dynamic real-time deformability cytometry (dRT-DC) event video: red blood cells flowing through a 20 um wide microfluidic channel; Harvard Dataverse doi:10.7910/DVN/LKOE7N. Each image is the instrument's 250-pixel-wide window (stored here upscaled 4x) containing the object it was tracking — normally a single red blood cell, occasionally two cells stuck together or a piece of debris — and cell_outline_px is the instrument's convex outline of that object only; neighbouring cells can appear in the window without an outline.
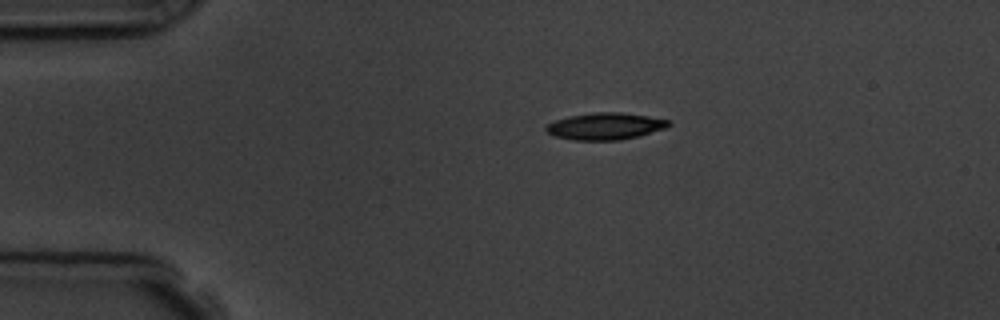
{"species": "common noctule bat (a hibernating species)", "species_latin": "Nyctalus noctula", "temperature_condition": "room temperature", "stored_images_in_passage": 4, "camera_frame_rate_fps": 3000, "um_per_image_px": 0.085, "animal": {"sex": "male", "body_mass_g": 19.5, "forearm_length_mm": 54.6}, "frame": {"image": 1, "passage_image": 1, "time_ms": 0.0, "image_size_px": [1000, 320], "cell_outline_px": [[672, 124], [664, 128], [636, 136], [620, 140], [576, 140], [556, 136], [548, 132], [544, 128], [548, 124], [556, 120], [568, 116], [592, 112], [620, 112], [648, 116], [672, 120]], "centroid_in_image_um": [51.46, 10.71], "position_along_channel_um": 33.5, "area_um2": 19.02}}
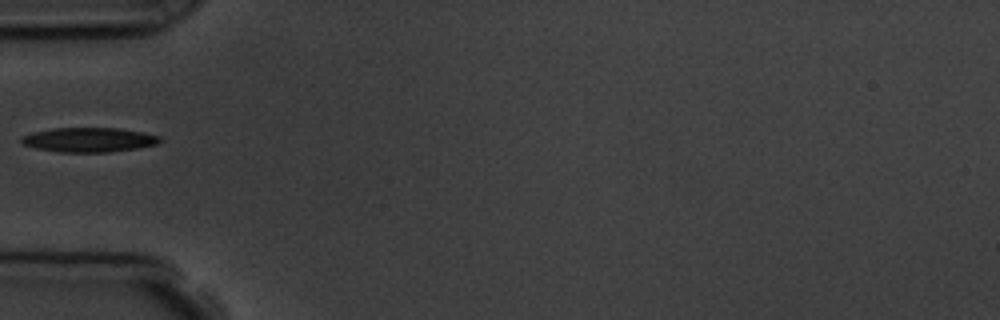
{"frame": {"image": 2, "passage_image": 3, "time_ms": 2.333, "image_size_px": [1000, 320], "cell_outline_px": [[164, 140], [156, 144], [136, 148], [108, 152], [60, 152], [36, 148], [24, 144], [20, 140], [20, 136], [32, 132], [52, 128], [116, 128], [140, 132], [160, 136]], "centroid_in_image_um": [7.53, 11.88], "position_along_channel_um": 77.5, "area_um2": 19.65}}